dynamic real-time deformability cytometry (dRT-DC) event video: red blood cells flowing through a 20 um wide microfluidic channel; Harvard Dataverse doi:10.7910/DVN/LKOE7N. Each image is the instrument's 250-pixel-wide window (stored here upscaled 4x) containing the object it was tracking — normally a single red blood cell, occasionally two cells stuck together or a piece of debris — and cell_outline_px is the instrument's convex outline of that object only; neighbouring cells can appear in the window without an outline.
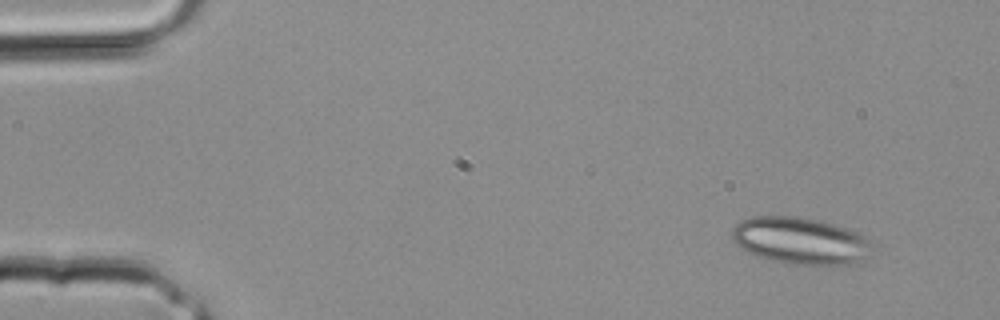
{"species": "common noctule bat (a hibernating species)", "species_latin": "Nyctalus noctula", "temperature_condition": "room temperature", "stored_images_in_passage": 4, "camera_frame_rate_fps": 3000, "um_per_image_px": 0.085, "animal": {"sex": "male", "body_mass_g": 20.4}, "frame": {"image": 1, "passage_image": 1, "time_ms": 0.0, "image_size_px": [1000, 320], "cell_outline_px": [[872, 244], [868, 256], [856, 264], [836, 268], [796, 264], [768, 260], [748, 252], [736, 244], [732, 240], [732, 228], [740, 220], [752, 216], [800, 216], [820, 220], [848, 228], [864, 236]], "centroid_in_image_um": [68.07, 20.49], "position_along_channel_um": 16.9, "area_um2": 39.3}}